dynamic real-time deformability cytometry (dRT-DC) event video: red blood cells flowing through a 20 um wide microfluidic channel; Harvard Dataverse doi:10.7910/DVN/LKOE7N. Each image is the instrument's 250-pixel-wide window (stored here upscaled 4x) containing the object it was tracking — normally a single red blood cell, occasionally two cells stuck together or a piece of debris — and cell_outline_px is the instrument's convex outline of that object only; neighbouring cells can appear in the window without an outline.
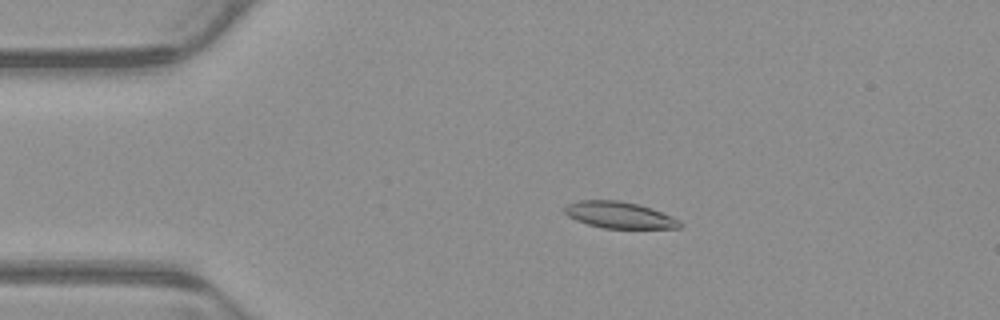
{"species": "common noctule bat (a hibernating species)", "species_latin": "Nyctalus noctula", "temperature_condition": "warm", "stored_images_in_passage": 55, "camera_frame_rate_fps": 3000, "um_per_image_px": 0.085, "animal": {"sex": "male", "body_mass_g": 23.1, "forearm_length_mm": 52.7}, "frame": {"image": 1, "passage_image": 11, "time_ms": 3.333, "image_size_px": [1000, 320], "cell_outline_px": [[684, 224], [680, 228], [604, 228], [588, 224], [576, 220], [568, 216], [564, 212], [564, 208], [568, 204], [580, 200], [620, 200], [640, 204], [652, 208], [672, 216], [680, 220]], "centroid_in_image_um": [52.69, 18.27], "position_along_channel_um": 32.3, "area_um2": 17.92}}
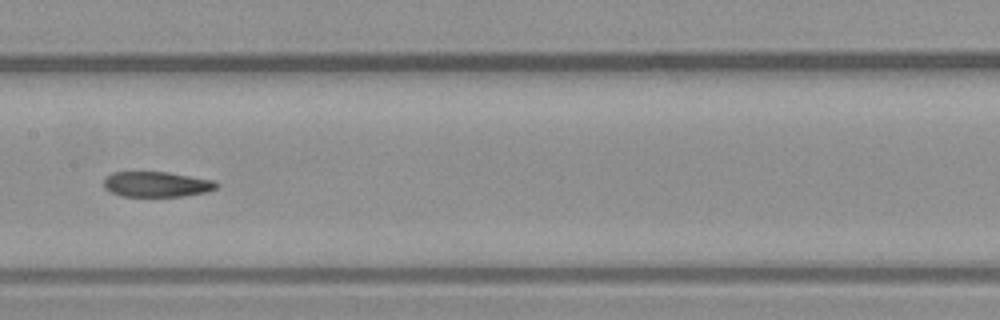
{"frame": {"image": 2, "passage_image": 27, "time_ms": 8.667, "image_size_px": [1000, 320], "cell_outline_px": [[220, 184], [216, 188], [208, 192], [180, 196], [124, 196], [112, 192], [104, 188], [104, 180], [112, 172], [168, 172], [216, 180]], "centroid_in_image_um": [13.37, 15.65], "position_along_channel_um": 194.0, "area_um2": 16.65}}
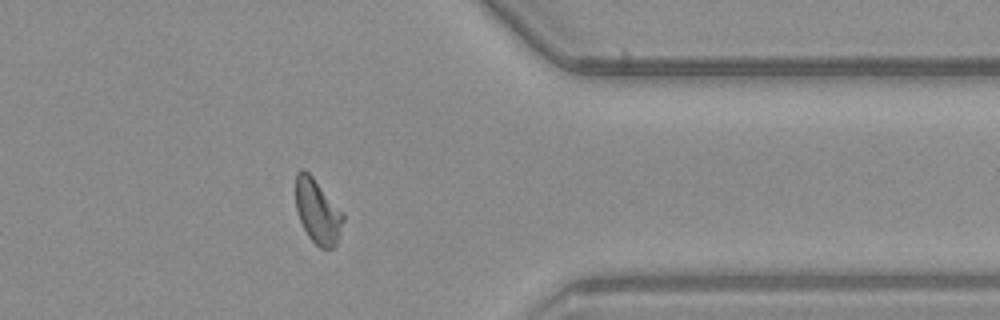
{"frame": {"image": 3, "passage_image": 43, "time_ms": 14.0, "image_size_px": [1000, 320], "cell_outline_px": [[344, 220], [336, 244], [332, 248], [320, 248], [308, 236], [300, 220], [296, 208], [296, 172], [300, 168], [304, 168], [312, 176], [344, 212]], "centroid_in_image_um": [27.0, 17.94], "position_along_channel_um": 384.4, "area_um2": 17.8}, "authors_computed_cell_mechanics": {"area_um2": 17.918, "velocity_mm_per_s": 3.8696, "shape_relaxation_time_tau1_ms": 8.1127, "shape_relaxation_time_tau2_ms": 4.2954, "deformation_change_tau1": 0.2003, "deformation_change_tau2": 0.0904}}